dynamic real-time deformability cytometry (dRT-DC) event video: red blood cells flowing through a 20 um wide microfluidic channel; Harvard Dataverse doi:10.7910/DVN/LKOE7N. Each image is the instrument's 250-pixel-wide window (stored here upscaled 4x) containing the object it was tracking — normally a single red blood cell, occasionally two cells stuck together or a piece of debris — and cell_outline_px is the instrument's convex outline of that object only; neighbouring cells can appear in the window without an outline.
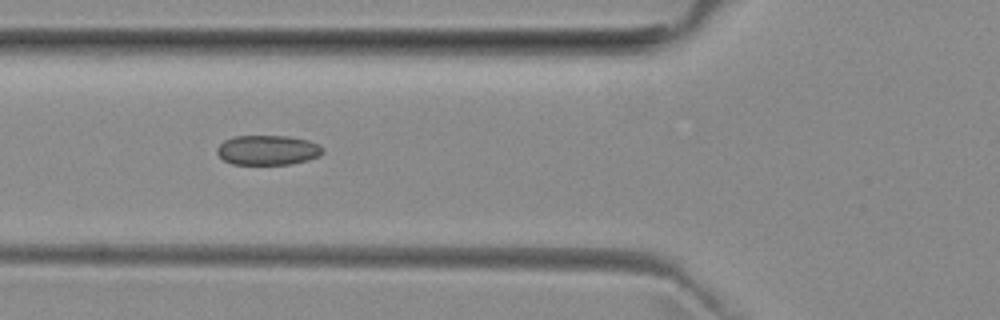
{"species": "common noctule bat (a hibernating species)", "species_latin": "Nyctalus noctula", "temperature_condition": "room temperature", "stored_images_in_passage": 16, "camera_frame_rate_fps": 3000, "um_per_image_px": 0.085, "animal": {"sex": "female", "body_mass_g": 29.2, "forearm_length_mm": 56.3}, "frame": {"image": 1, "passage_image": 7, "time_ms": 2.0, "image_size_px": [1000, 320], "cell_outline_px": [[324, 152], [320, 156], [308, 160], [292, 164], [232, 164], [224, 160], [216, 152], [216, 148], [224, 140], [232, 136], [288, 136], [308, 140], [324, 148]], "centroid_in_image_um": [22.76, 12.76], "position_along_channel_um": 103.0, "area_um2": 18.44}}
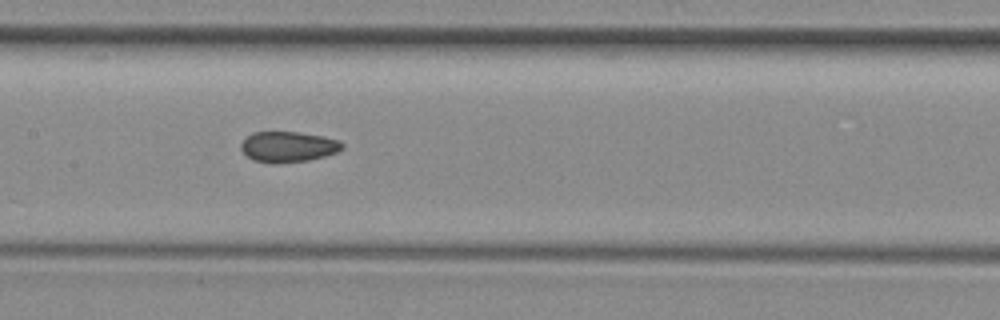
{"frame": {"image": 2, "passage_image": 13, "time_ms": 4.0, "image_size_px": [1000, 320], "cell_outline_px": [[344, 148], [336, 152], [324, 156], [308, 160], [276, 164], [252, 160], [240, 148], [240, 144], [252, 132], [296, 132], [320, 136], [340, 140], [344, 144]], "centroid_in_image_um": [24.49, 12.48], "position_along_channel_um": 182.9, "area_um2": 17.98}}